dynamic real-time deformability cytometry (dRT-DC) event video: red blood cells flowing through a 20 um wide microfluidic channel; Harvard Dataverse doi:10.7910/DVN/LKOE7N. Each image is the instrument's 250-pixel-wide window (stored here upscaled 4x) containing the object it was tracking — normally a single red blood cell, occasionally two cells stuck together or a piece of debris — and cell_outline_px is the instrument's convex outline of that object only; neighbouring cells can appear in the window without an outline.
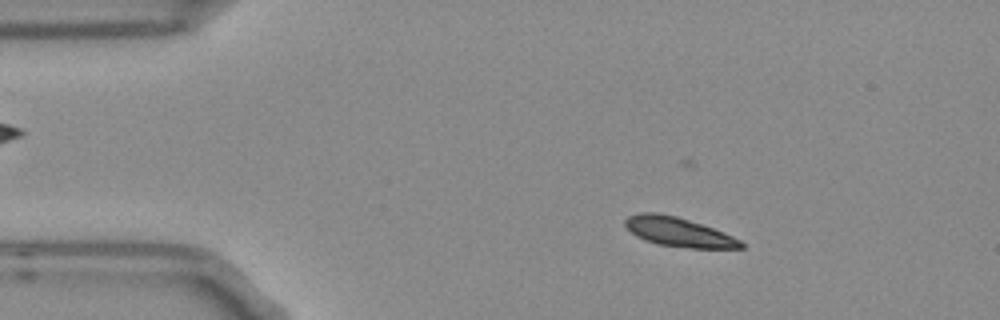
{"species": "Egyptian fruit bat (a non-hibernating species)", "species_latin": "Rousettus aegyptiacus", "temperature_condition": "room temperature", "stored_images_in_passage": 10, "camera_frame_rate_fps": 3000, "um_per_image_px": 0.085, "frame": {"image": 1, "passage_image": 2, "time_ms": 0.333, "image_size_px": [1000, 320], "cell_outline_px": [[744, 248], [692, 248], [660, 244], [636, 236], [624, 224], [624, 220], [628, 216], [640, 212], [656, 212], [676, 216], [712, 228], [732, 236], [740, 240], [744, 244]], "centroid_in_image_um": [57.66, 19.7], "position_along_channel_um": 27.3, "area_um2": 19.31}}
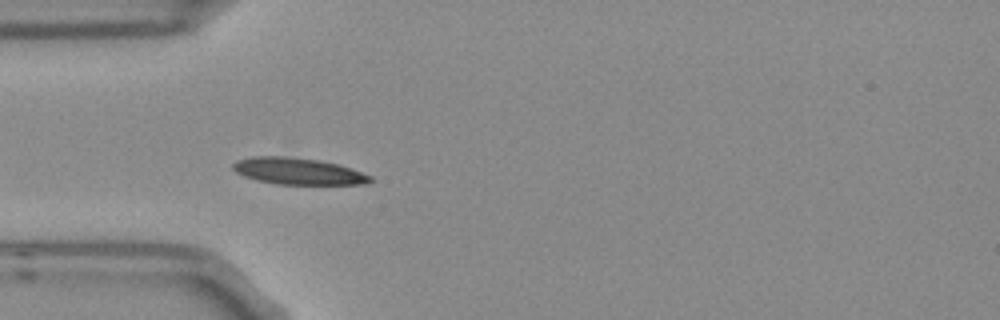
{"frame": {"image": 2, "passage_image": 4, "time_ms": 1.0, "image_size_px": [1000, 320], "cell_outline_px": [[372, 180], [364, 184], [276, 184], [256, 180], [244, 176], [236, 172], [232, 168], [232, 164], [236, 160], [252, 156], [284, 156], [316, 160], [336, 164], [352, 168], [372, 176]], "centroid_in_image_um": [25.3, 14.55], "position_along_channel_um": 59.7, "area_um2": 21.21}}
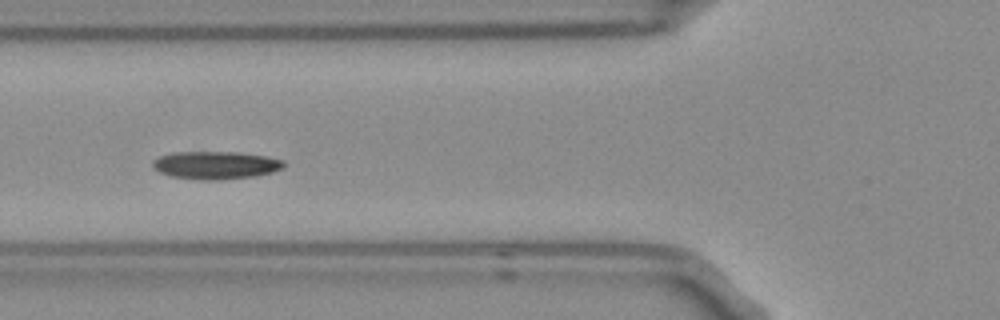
{"frame": {"image": 3, "passage_image": 5, "time_ms": 1.333, "image_size_px": [1000, 320], "cell_outline_px": [[284, 168], [272, 172], [256, 176], [220, 180], [200, 180], [172, 176], [160, 172], [152, 168], [152, 164], [160, 156], [172, 152], [236, 152], [264, 156], [284, 160]], "centroid_in_image_um": [18.34, 14.04], "position_along_channel_um": 107.5, "area_um2": 21.21}}